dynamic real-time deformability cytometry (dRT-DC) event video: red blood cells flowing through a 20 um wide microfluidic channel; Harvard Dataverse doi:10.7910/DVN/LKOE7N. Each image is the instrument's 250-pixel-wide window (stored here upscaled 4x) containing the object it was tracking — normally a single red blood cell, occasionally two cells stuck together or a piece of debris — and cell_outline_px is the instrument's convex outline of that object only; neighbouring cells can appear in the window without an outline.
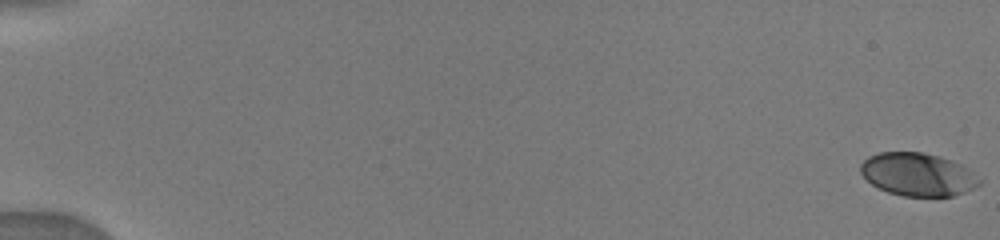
{"species": "human", "species_latin": "Homo sapiens", "temperature_condition": "warm", "stored_images_in_passage": 70, "camera_frame_rate_fps": 3000, "um_per_image_px": 0.085, "donor": {"sex": "male"}, "frame": {"image": 1, "passage_image": 1, "time_ms": 0.0, "image_size_px": [1000, 240], "cell_outline_px": [[984, 180], [980, 184], [964, 192], [952, 196], [904, 196], [888, 192], [872, 184], [860, 172], [860, 164], [868, 156], [880, 152], [924, 152], [940, 156], [952, 160], [960, 164]], "centroid_in_image_um": [78.02, 14.82], "position_along_channel_um": 7.0, "area_um2": 29.77}}
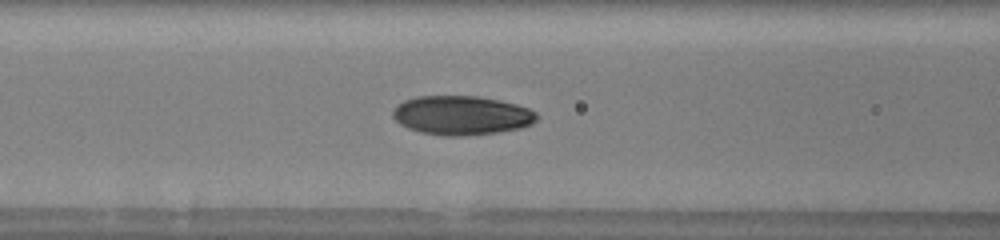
{"frame": {"image": 2, "passage_image": 32, "time_ms": 7.667, "image_size_px": [1000, 240], "cell_outline_px": [[536, 120], [532, 124], [520, 128], [500, 132], [464, 136], [444, 136], [420, 132], [408, 128], [400, 124], [392, 116], [392, 112], [404, 100], [416, 96], [480, 96], [500, 100], [516, 104], [528, 108], [536, 112]], "centroid_in_image_um": [39.24, 9.81], "position_along_channel_um": 127.4, "area_um2": 32.89}}
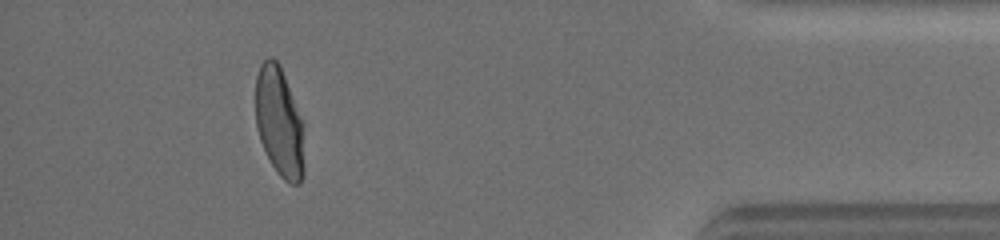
{"frame": {"image": 3, "passage_image": 64, "time_ms": 15.667, "image_size_px": [1000, 240], "cell_outline_px": [[304, 172], [300, 184], [292, 184], [284, 180], [280, 176], [272, 164], [260, 140], [256, 124], [256, 76], [260, 64], [268, 56], [272, 56], [280, 64], [304, 120]], "centroid_in_image_um": [23.78, 10.34], "position_along_channel_um": 411.4, "area_um2": 31.73}}